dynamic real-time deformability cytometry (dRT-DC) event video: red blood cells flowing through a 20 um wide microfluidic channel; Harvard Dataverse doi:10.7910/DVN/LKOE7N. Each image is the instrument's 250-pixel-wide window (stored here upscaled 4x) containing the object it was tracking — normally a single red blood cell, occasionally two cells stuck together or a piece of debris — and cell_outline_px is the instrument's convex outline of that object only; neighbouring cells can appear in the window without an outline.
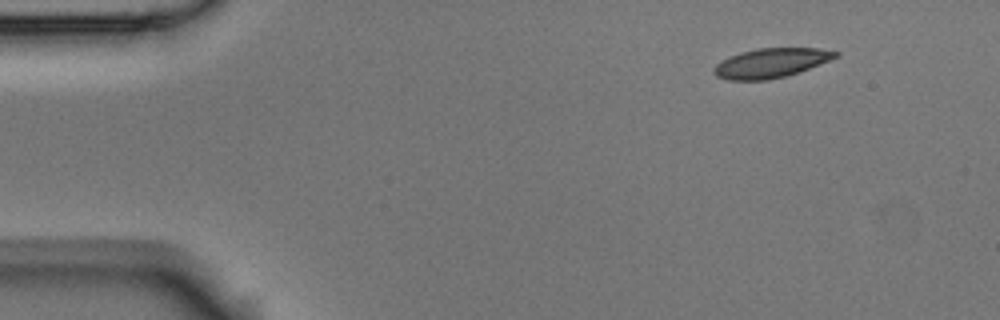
{"species": "Egyptian fruit bat (a non-hibernating species)", "species_latin": "Rousettus aegyptiacus", "temperature_condition": "room temperature", "stored_images_in_passage": 51, "camera_frame_rate_fps": 3000, "um_per_image_px": 0.085, "animal": {"sex": "male"}, "frame": {"image": 1, "passage_image": 1, "time_ms": 0.0, "image_size_px": [1000, 320], "cell_outline_px": [[840, 56], [800, 72], [768, 80], [728, 80], [716, 76], [712, 72], [712, 68], [716, 64], [728, 56], [740, 52], [756, 48], [816, 48], [840, 52]], "centroid_in_image_um": [65.51, 5.35], "position_along_channel_um": 19.5, "area_um2": 21.04}}
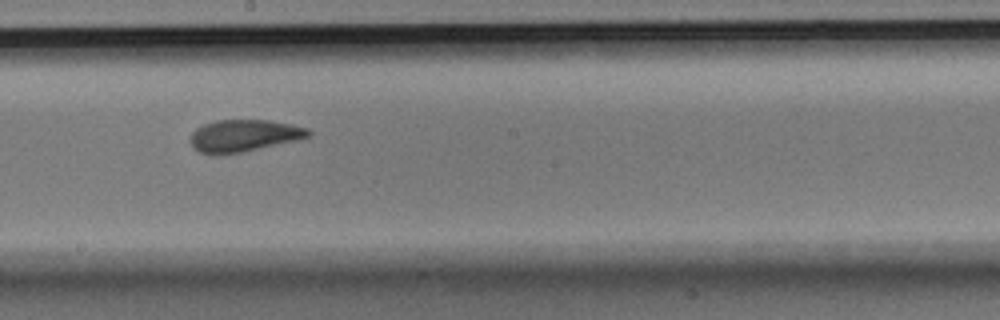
{"frame": {"image": 2, "passage_image": 26, "time_ms": 8.333, "image_size_px": [1000, 320], "cell_outline_px": [[312, 132], [308, 136], [296, 140], [224, 156], [212, 156], [200, 152], [192, 144], [192, 132], [196, 128], [204, 124], [216, 120], [268, 120], [292, 124], [308, 128]], "centroid_in_image_um": [20.71, 11.54], "position_along_channel_um": 227.5, "area_um2": 22.08}}
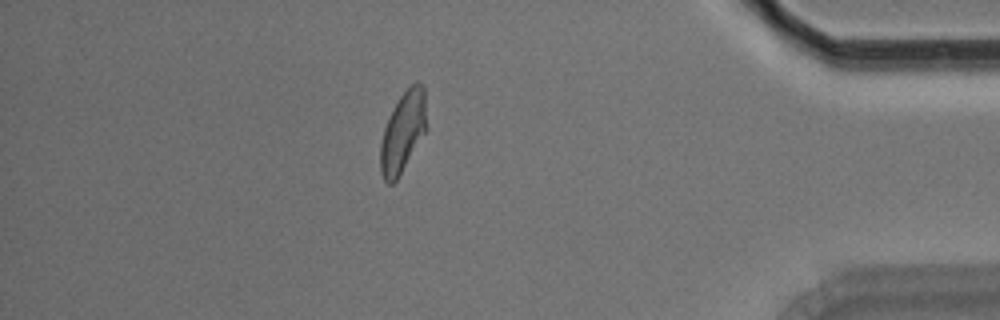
{"frame": {"image": 3, "passage_image": 44, "time_ms": 14.333, "image_size_px": [1000, 320], "cell_outline_px": [[428, 128], [396, 180], [392, 184], [388, 184], [384, 180], [380, 172], [380, 144], [384, 128], [400, 96], [416, 80], [424, 88]], "centroid_in_image_um": [34.26, 11.23], "position_along_channel_um": 400.9, "area_um2": 21.5}, "authors_computed_cell_mechanics": {"area_um2": 21.7906, "velocity_mm_per_s": 3.5383, "shape_relaxation_time_tau1_ms": 4.5459, "shape_relaxation_time_tau2_ms": 1.81, "deformation_change_tau1": 0.1503, "deformation_change_tau2": 0.0837}}